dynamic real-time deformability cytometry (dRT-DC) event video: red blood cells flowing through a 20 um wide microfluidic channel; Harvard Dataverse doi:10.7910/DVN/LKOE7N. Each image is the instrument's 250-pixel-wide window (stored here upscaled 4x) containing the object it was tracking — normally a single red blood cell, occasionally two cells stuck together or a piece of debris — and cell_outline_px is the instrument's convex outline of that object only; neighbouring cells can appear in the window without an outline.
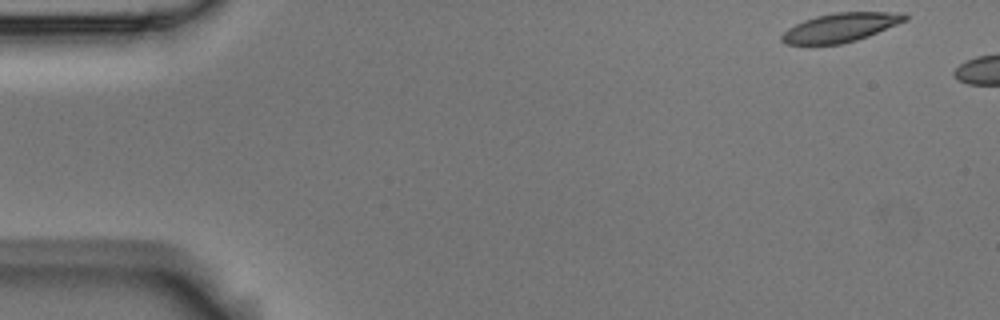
{"species": "Egyptian fruit bat (a non-hibernating species)", "species_latin": "Rousettus aegyptiacus", "temperature_condition": "room temperature", "stored_images_in_passage": 6, "camera_frame_rate_fps": 3000, "um_per_image_px": 0.085, "animal": {"sex": "male"}, "frame": {"image": 1, "passage_image": 1, "time_ms": 0.0, "image_size_px": [1000, 320], "cell_outline_px": [[908, 20], [868, 36], [856, 40], [840, 44], [784, 44], [780, 40], [780, 36], [788, 28], [804, 20], [816, 16], [836, 12], [904, 12], [908, 16]], "centroid_in_image_um": [71.46, 2.33], "position_along_channel_um": 13.5, "area_um2": 20.75}}